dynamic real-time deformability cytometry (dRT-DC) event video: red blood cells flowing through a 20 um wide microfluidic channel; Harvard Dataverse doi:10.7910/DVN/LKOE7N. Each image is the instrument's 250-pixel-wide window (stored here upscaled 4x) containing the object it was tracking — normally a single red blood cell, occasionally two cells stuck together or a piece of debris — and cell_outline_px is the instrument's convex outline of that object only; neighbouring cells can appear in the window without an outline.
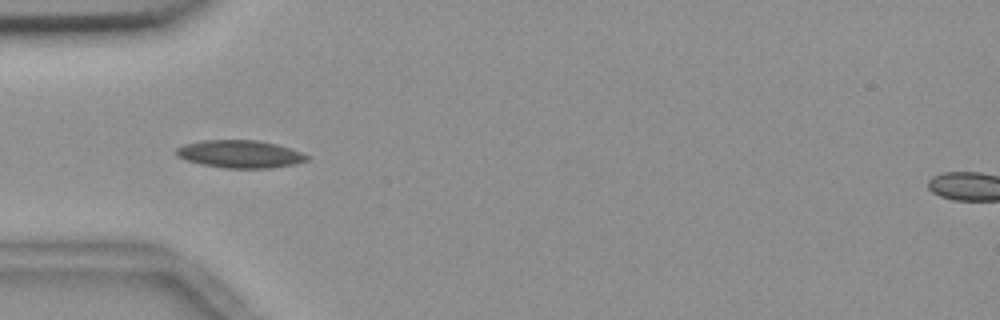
{"species": "common noctule bat (a hibernating species)", "species_latin": "Nyctalus noctula", "temperature_condition": "room temperature", "stored_images_in_passage": 55, "camera_frame_rate_fps": 3000, "um_per_image_px": 0.085, "animal": {"sex": "female", "body_mass_g": 18.4}, "frame": {"image": 1, "passage_image": 17, "time_ms": 5.333, "image_size_px": [1000, 320], "cell_outline_px": [[312, 156], [308, 160], [296, 164], [272, 168], [224, 168], [200, 164], [184, 160], [176, 156], [172, 152], [176, 148], [184, 144], [200, 140], [256, 140], [276, 144]], "centroid_in_image_um": [20.35, 13.1], "position_along_channel_um": 64.7, "area_um2": 21.39}}
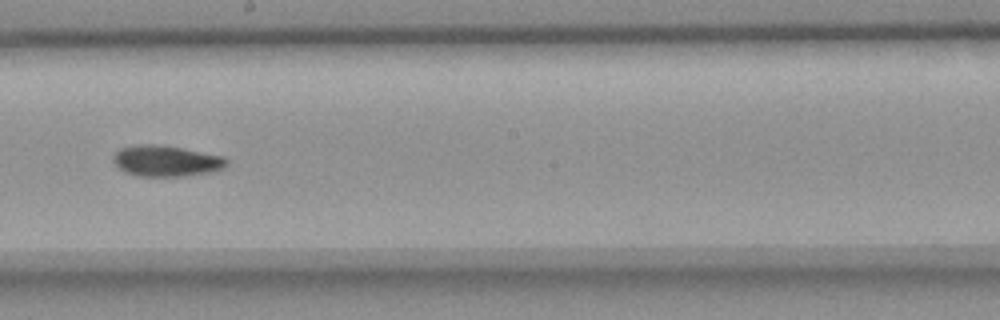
{"frame": {"image": 2, "passage_image": 31, "time_ms": 10.0, "image_size_px": [1000, 320], "cell_outline_px": [[228, 164], [224, 168], [208, 172], [184, 176], [136, 176], [120, 168], [112, 160], [112, 156], [120, 148], [136, 144], [160, 144], [224, 156], [228, 160]], "centroid_in_image_um": [14.12, 13.66], "position_along_channel_um": 234.1, "area_um2": 20.46}}
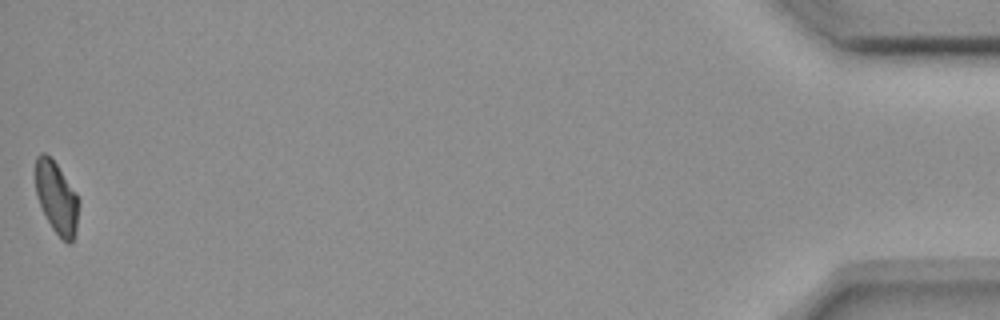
{"frame": {"image": 3, "passage_image": 55, "time_ms": 18.0, "image_size_px": [1000, 320], "cell_outline_px": [[80, 204], [76, 232], [72, 244], [68, 244], [52, 228], [36, 196], [36, 156], [40, 152], [44, 152], [56, 164], [76, 192], [80, 200]], "centroid_in_image_um": [4.84, 16.83], "position_along_channel_um": 430.4, "area_um2": 18.09}, "authors_computed_cell_mechanics": {"area_um2": 19.5364, "velocity_mm_per_s": 3.6668, "shape_relaxation_time_tau1_ms": 6.3308, "shape_relaxation_time_tau2_ms": null, "deformation_change_tau1": 0.1503, "deformation_change_tau2": null}}